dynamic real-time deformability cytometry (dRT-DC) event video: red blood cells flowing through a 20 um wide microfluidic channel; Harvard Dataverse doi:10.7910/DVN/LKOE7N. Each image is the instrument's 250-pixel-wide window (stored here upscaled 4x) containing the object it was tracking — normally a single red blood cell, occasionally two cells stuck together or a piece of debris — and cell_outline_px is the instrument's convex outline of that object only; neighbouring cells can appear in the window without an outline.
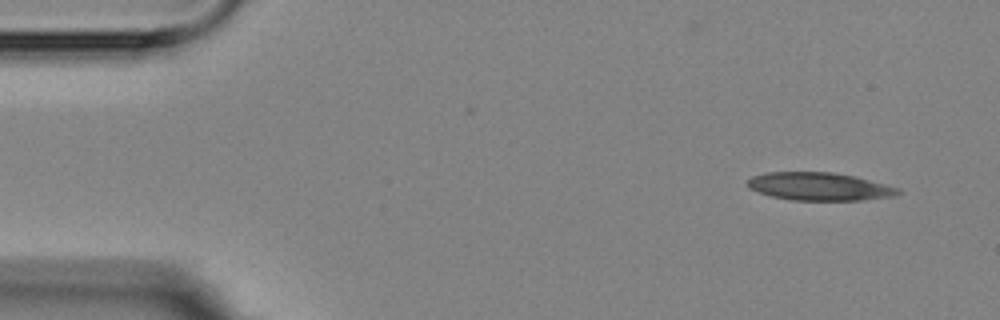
{"species": "Egyptian fruit bat (a non-hibernating species)", "species_latin": "Rousettus aegyptiacus", "temperature_condition": "room temperature", "stored_images_in_passage": 5, "camera_frame_rate_fps": 3000, "um_per_image_px": 0.085, "animal": {"sex": "female"}, "frame": {"image": 1, "passage_image": 1, "time_ms": 0.0, "image_size_px": [1000, 320], "cell_outline_px": [[900, 192], [896, 196], [864, 200], [792, 200], [772, 196], [748, 188], [748, 180], [752, 176], [768, 172], [832, 172], [856, 176], [900, 188]], "centroid_in_image_um": [69.69, 15.85], "position_along_channel_um": 15.3, "area_um2": 24.51}}
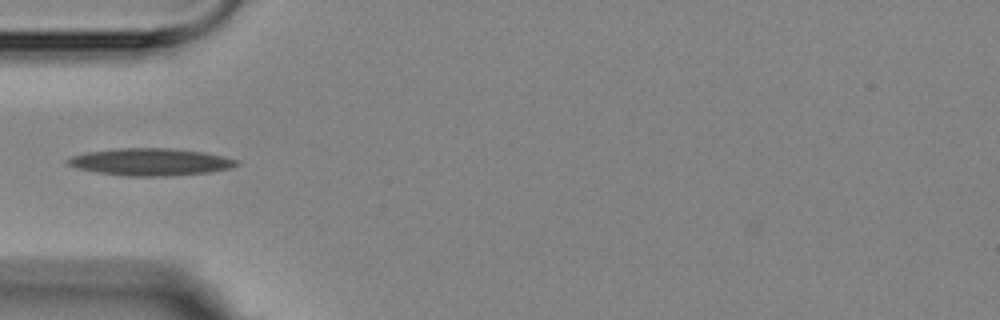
{"frame": {"image": 2, "passage_image": 4, "time_ms": 4.333, "image_size_px": [1000, 320], "cell_outline_px": [[240, 164], [228, 168], [208, 172], [164, 176], [128, 176], [96, 172], [76, 168], [68, 164], [64, 160], [72, 156], [88, 152], [120, 148], [172, 148], [204, 152], [224, 156], [240, 160]], "centroid_in_image_um": [12.8, 13.76], "position_along_channel_um": 72.2, "area_um2": 26.7}}
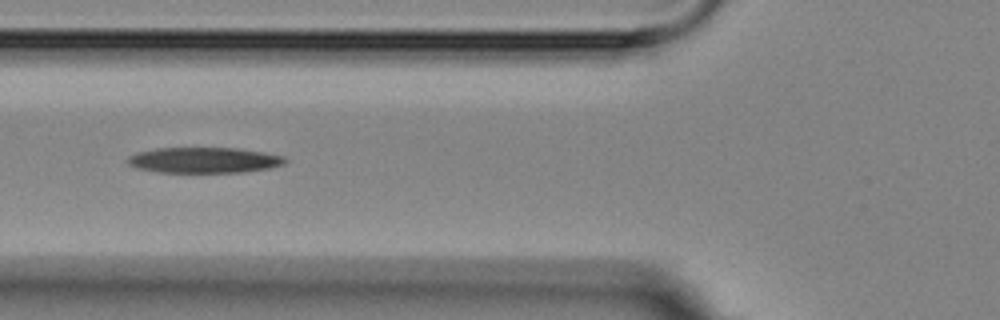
{"frame": {"image": 3, "passage_image": 5, "time_ms": 5.333, "image_size_px": [1000, 320], "cell_outline_px": [[288, 160], [284, 164], [268, 168], [244, 172], [156, 172], [136, 168], [128, 164], [124, 160], [128, 156], [136, 152], [156, 148], [236, 148], [264, 152], [284, 156]], "centroid_in_image_um": [17.3, 13.61], "position_along_channel_um": 108.5, "area_um2": 23.7}}